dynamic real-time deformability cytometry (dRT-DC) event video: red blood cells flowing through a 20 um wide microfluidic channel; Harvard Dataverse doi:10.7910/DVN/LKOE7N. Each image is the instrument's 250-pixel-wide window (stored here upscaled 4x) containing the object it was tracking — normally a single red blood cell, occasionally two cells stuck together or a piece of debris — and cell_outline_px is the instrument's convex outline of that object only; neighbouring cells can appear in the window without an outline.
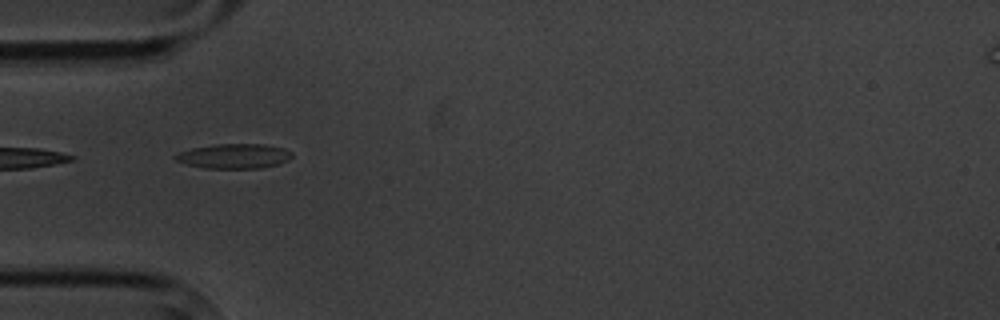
{"species": "common noctule bat (a hibernating species)", "species_latin": "Nyctalus noctula", "temperature_condition": "cold", "stored_images_in_passage": 9, "camera_frame_rate_fps": 3000, "um_per_image_px": 0.085, "animal": {"sex": "male", "body_mass_g": 20.1, "forearm_length_mm": 53.5}, "frame": {"image": 1, "passage_image": 6, "time_ms": 5.667, "image_size_px": [1000, 320], "cell_outline_px": [[292, 156], [288, 160], [280, 164], [260, 168], [204, 168], [188, 164], [176, 160], [172, 156], [180, 152], [192, 148], [216, 144], [264, 144], [284, 148], [292, 152]], "centroid_in_image_um": [19.92, 13.27], "position_along_channel_um": 65.1, "area_um2": 16.76}}
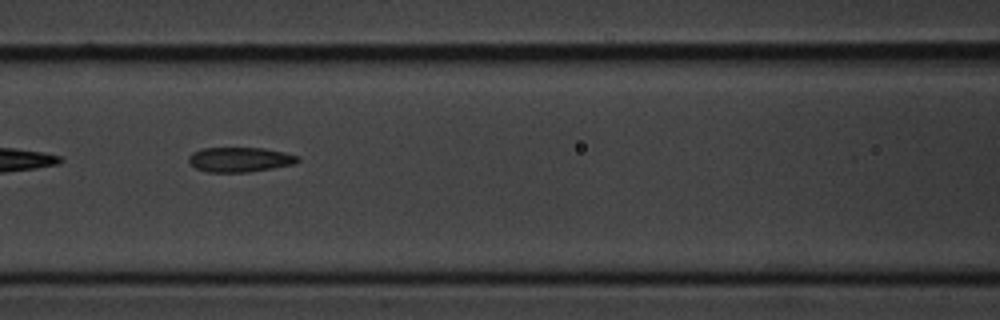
{"frame": {"image": 2, "passage_image": 8, "time_ms": 8.0, "image_size_px": [1000, 320], "cell_outline_px": [[300, 160], [296, 164], [248, 172], [208, 172], [196, 168], [188, 160], [188, 156], [192, 152], [204, 148], [264, 148], [284, 152], [300, 156]], "centroid_in_image_um": [20.42, 13.56], "position_along_channel_um": 146.2, "area_um2": 15.78}}
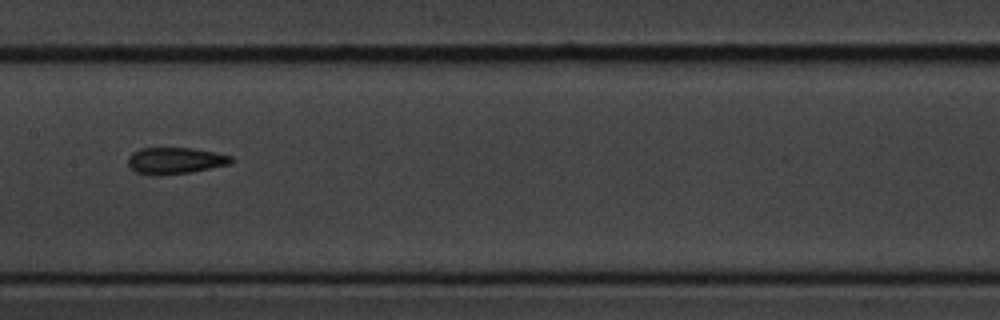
{"frame": {"image": 3, "passage_image": 9, "time_ms": 9.333, "image_size_px": [1000, 320], "cell_outline_px": [[236, 160], [232, 164], [192, 172], [156, 176], [136, 172], [128, 168], [128, 156], [132, 152], [140, 148], [192, 148], [216, 152], [232, 156]], "centroid_in_image_um": [14.91, 13.66], "position_along_channel_um": 192.5, "area_um2": 16.36}}